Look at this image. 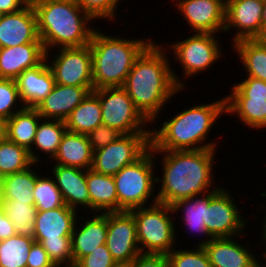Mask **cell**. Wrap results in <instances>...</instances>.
<instances>
[{
	"mask_svg": "<svg viewBox=\"0 0 266 267\" xmlns=\"http://www.w3.org/2000/svg\"><path fill=\"white\" fill-rule=\"evenodd\" d=\"M86 182L94 213L118 212V199L113 176L86 170Z\"/></svg>",
	"mask_w": 266,
	"mask_h": 267,
	"instance_id": "cell-26",
	"label": "cell"
},
{
	"mask_svg": "<svg viewBox=\"0 0 266 267\" xmlns=\"http://www.w3.org/2000/svg\"><path fill=\"white\" fill-rule=\"evenodd\" d=\"M27 43H42L37 29V19L32 4L20 11L3 14L0 18V48Z\"/></svg>",
	"mask_w": 266,
	"mask_h": 267,
	"instance_id": "cell-17",
	"label": "cell"
},
{
	"mask_svg": "<svg viewBox=\"0 0 266 267\" xmlns=\"http://www.w3.org/2000/svg\"><path fill=\"white\" fill-rule=\"evenodd\" d=\"M259 43L266 45V24L262 26L260 33L255 38Z\"/></svg>",
	"mask_w": 266,
	"mask_h": 267,
	"instance_id": "cell-48",
	"label": "cell"
},
{
	"mask_svg": "<svg viewBox=\"0 0 266 267\" xmlns=\"http://www.w3.org/2000/svg\"><path fill=\"white\" fill-rule=\"evenodd\" d=\"M150 135H120L107 146L93 151L91 169L104 175H116L123 167L135 162L150 148Z\"/></svg>",
	"mask_w": 266,
	"mask_h": 267,
	"instance_id": "cell-10",
	"label": "cell"
},
{
	"mask_svg": "<svg viewBox=\"0 0 266 267\" xmlns=\"http://www.w3.org/2000/svg\"><path fill=\"white\" fill-rule=\"evenodd\" d=\"M101 105L102 123L121 134H151L150 122L135 107L123 87L94 89Z\"/></svg>",
	"mask_w": 266,
	"mask_h": 267,
	"instance_id": "cell-8",
	"label": "cell"
},
{
	"mask_svg": "<svg viewBox=\"0 0 266 267\" xmlns=\"http://www.w3.org/2000/svg\"><path fill=\"white\" fill-rule=\"evenodd\" d=\"M34 165L28 169L9 174L0 180V197L2 200H13L25 202L27 205H34L32 195L36 186V179L40 175L33 169Z\"/></svg>",
	"mask_w": 266,
	"mask_h": 267,
	"instance_id": "cell-28",
	"label": "cell"
},
{
	"mask_svg": "<svg viewBox=\"0 0 266 267\" xmlns=\"http://www.w3.org/2000/svg\"><path fill=\"white\" fill-rule=\"evenodd\" d=\"M216 149L153 151L161 158L162 179L157 195L158 202L171 206L176 201L209 192L213 179ZM163 162V163H162Z\"/></svg>",
	"mask_w": 266,
	"mask_h": 267,
	"instance_id": "cell-2",
	"label": "cell"
},
{
	"mask_svg": "<svg viewBox=\"0 0 266 267\" xmlns=\"http://www.w3.org/2000/svg\"><path fill=\"white\" fill-rule=\"evenodd\" d=\"M78 224L76 222L71 236L74 265L98 246L106 244L107 213H94L92 219L88 217L82 225Z\"/></svg>",
	"mask_w": 266,
	"mask_h": 267,
	"instance_id": "cell-24",
	"label": "cell"
},
{
	"mask_svg": "<svg viewBox=\"0 0 266 267\" xmlns=\"http://www.w3.org/2000/svg\"><path fill=\"white\" fill-rule=\"evenodd\" d=\"M205 214V225L213 238L237 237L243 235L246 222L232 194L222 186H213ZM242 217V218H241Z\"/></svg>",
	"mask_w": 266,
	"mask_h": 267,
	"instance_id": "cell-12",
	"label": "cell"
},
{
	"mask_svg": "<svg viewBox=\"0 0 266 267\" xmlns=\"http://www.w3.org/2000/svg\"><path fill=\"white\" fill-rule=\"evenodd\" d=\"M58 54L48 65L52 70L56 84L93 88V65L91 48H58Z\"/></svg>",
	"mask_w": 266,
	"mask_h": 267,
	"instance_id": "cell-13",
	"label": "cell"
},
{
	"mask_svg": "<svg viewBox=\"0 0 266 267\" xmlns=\"http://www.w3.org/2000/svg\"><path fill=\"white\" fill-rule=\"evenodd\" d=\"M262 21L266 24V0H263Z\"/></svg>",
	"mask_w": 266,
	"mask_h": 267,
	"instance_id": "cell-50",
	"label": "cell"
},
{
	"mask_svg": "<svg viewBox=\"0 0 266 267\" xmlns=\"http://www.w3.org/2000/svg\"><path fill=\"white\" fill-rule=\"evenodd\" d=\"M116 265L118 264L113 259L106 244H103L82 257L74 267H115Z\"/></svg>",
	"mask_w": 266,
	"mask_h": 267,
	"instance_id": "cell-41",
	"label": "cell"
},
{
	"mask_svg": "<svg viewBox=\"0 0 266 267\" xmlns=\"http://www.w3.org/2000/svg\"><path fill=\"white\" fill-rule=\"evenodd\" d=\"M194 249H173L167 254L168 267H212L203 246H195Z\"/></svg>",
	"mask_w": 266,
	"mask_h": 267,
	"instance_id": "cell-38",
	"label": "cell"
},
{
	"mask_svg": "<svg viewBox=\"0 0 266 267\" xmlns=\"http://www.w3.org/2000/svg\"><path fill=\"white\" fill-rule=\"evenodd\" d=\"M262 261H258L253 267H262Z\"/></svg>",
	"mask_w": 266,
	"mask_h": 267,
	"instance_id": "cell-53",
	"label": "cell"
},
{
	"mask_svg": "<svg viewBox=\"0 0 266 267\" xmlns=\"http://www.w3.org/2000/svg\"><path fill=\"white\" fill-rule=\"evenodd\" d=\"M175 1V0H172ZM178 13H182L195 33H224L226 0H176ZM223 31V32H222Z\"/></svg>",
	"mask_w": 266,
	"mask_h": 267,
	"instance_id": "cell-15",
	"label": "cell"
},
{
	"mask_svg": "<svg viewBox=\"0 0 266 267\" xmlns=\"http://www.w3.org/2000/svg\"><path fill=\"white\" fill-rule=\"evenodd\" d=\"M95 28L89 46L92 54L93 89L123 87L134 62L153 42L102 34Z\"/></svg>",
	"mask_w": 266,
	"mask_h": 267,
	"instance_id": "cell-5",
	"label": "cell"
},
{
	"mask_svg": "<svg viewBox=\"0 0 266 267\" xmlns=\"http://www.w3.org/2000/svg\"><path fill=\"white\" fill-rule=\"evenodd\" d=\"M32 195L37 210L47 211L62 207L65 204L52 176L41 177L40 174L36 179V186Z\"/></svg>",
	"mask_w": 266,
	"mask_h": 267,
	"instance_id": "cell-36",
	"label": "cell"
},
{
	"mask_svg": "<svg viewBox=\"0 0 266 267\" xmlns=\"http://www.w3.org/2000/svg\"><path fill=\"white\" fill-rule=\"evenodd\" d=\"M52 165L53 168L50 169H52L53 179L61 192L65 205L76 211L79 209L78 207L91 210L86 170L53 163Z\"/></svg>",
	"mask_w": 266,
	"mask_h": 267,
	"instance_id": "cell-18",
	"label": "cell"
},
{
	"mask_svg": "<svg viewBox=\"0 0 266 267\" xmlns=\"http://www.w3.org/2000/svg\"><path fill=\"white\" fill-rule=\"evenodd\" d=\"M40 1H44V0H27L28 3L33 4L36 2H40Z\"/></svg>",
	"mask_w": 266,
	"mask_h": 267,
	"instance_id": "cell-52",
	"label": "cell"
},
{
	"mask_svg": "<svg viewBox=\"0 0 266 267\" xmlns=\"http://www.w3.org/2000/svg\"><path fill=\"white\" fill-rule=\"evenodd\" d=\"M34 162L24 147L8 138L0 142V179L28 169Z\"/></svg>",
	"mask_w": 266,
	"mask_h": 267,
	"instance_id": "cell-33",
	"label": "cell"
},
{
	"mask_svg": "<svg viewBox=\"0 0 266 267\" xmlns=\"http://www.w3.org/2000/svg\"><path fill=\"white\" fill-rule=\"evenodd\" d=\"M234 238H212L203 245L212 267H253L259 261L251 249Z\"/></svg>",
	"mask_w": 266,
	"mask_h": 267,
	"instance_id": "cell-21",
	"label": "cell"
},
{
	"mask_svg": "<svg viewBox=\"0 0 266 267\" xmlns=\"http://www.w3.org/2000/svg\"><path fill=\"white\" fill-rule=\"evenodd\" d=\"M2 201L5 214L14 224L16 234L34 239L37 214L35 205H27L25 202L13 200Z\"/></svg>",
	"mask_w": 266,
	"mask_h": 267,
	"instance_id": "cell-34",
	"label": "cell"
},
{
	"mask_svg": "<svg viewBox=\"0 0 266 267\" xmlns=\"http://www.w3.org/2000/svg\"><path fill=\"white\" fill-rule=\"evenodd\" d=\"M128 267H168L166 254L140 253Z\"/></svg>",
	"mask_w": 266,
	"mask_h": 267,
	"instance_id": "cell-44",
	"label": "cell"
},
{
	"mask_svg": "<svg viewBox=\"0 0 266 267\" xmlns=\"http://www.w3.org/2000/svg\"><path fill=\"white\" fill-rule=\"evenodd\" d=\"M198 197V198H197ZM210 201V192H207L206 195H196L194 197L181 199L176 201L171 205L173 212L177 213L184 211L182 217V222L184 226L186 225L190 232L200 235L207 236L206 239L203 238L201 242L197 244V246H203L207 244L213 237L208 233L206 225H205V214L206 209L208 207V202ZM182 209V210H181ZM180 210V211H179ZM185 221V222H184Z\"/></svg>",
	"mask_w": 266,
	"mask_h": 267,
	"instance_id": "cell-27",
	"label": "cell"
},
{
	"mask_svg": "<svg viewBox=\"0 0 266 267\" xmlns=\"http://www.w3.org/2000/svg\"><path fill=\"white\" fill-rule=\"evenodd\" d=\"M155 154L150 147L135 162L123 167L113 176L117 199L118 211H131L148 204L151 198L153 204L158 202L157 195L154 196V188L157 176L154 177ZM153 193V194H152ZM151 197V198H150Z\"/></svg>",
	"mask_w": 266,
	"mask_h": 267,
	"instance_id": "cell-6",
	"label": "cell"
},
{
	"mask_svg": "<svg viewBox=\"0 0 266 267\" xmlns=\"http://www.w3.org/2000/svg\"><path fill=\"white\" fill-rule=\"evenodd\" d=\"M14 235H16L14 224L5 214L0 219V241L10 238L11 236H14Z\"/></svg>",
	"mask_w": 266,
	"mask_h": 267,
	"instance_id": "cell-46",
	"label": "cell"
},
{
	"mask_svg": "<svg viewBox=\"0 0 266 267\" xmlns=\"http://www.w3.org/2000/svg\"><path fill=\"white\" fill-rule=\"evenodd\" d=\"M233 50L243 63L246 76L266 82V45L256 39H242L234 43Z\"/></svg>",
	"mask_w": 266,
	"mask_h": 267,
	"instance_id": "cell-32",
	"label": "cell"
},
{
	"mask_svg": "<svg viewBox=\"0 0 266 267\" xmlns=\"http://www.w3.org/2000/svg\"><path fill=\"white\" fill-rule=\"evenodd\" d=\"M244 80V81H243ZM231 87L225 96V113L238 116L249 128H266V82L246 77Z\"/></svg>",
	"mask_w": 266,
	"mask_h": 267,
	"instance_id": "cell-9",
	"label": "cell"
},
{
	"mask_svg": "<svg viewBox=\"0 0 266 267\" xmlns=\"http://www.w3.org/2000/svg\"><path fill=\"white\" fill-rule=\"evenodd\" d=\"M7 138V119L0 116V142Z\"/></svg>",
	"mask_w": 266,
	"mask_h": 267,
	"instance_id": "cell-47",
	"label": "cell"
},
{
	"mask_svg": "<svg viewBox=\"0 0 266 267\" xmlns=\"http://www.w3.org/2000/svg\"><path fill=\"white\" fill-rule=\"evenodd\" d=\"M121 133L116 129L101 124L93 129L87 136L93 151L107 146L115 141Z\"/></svg>",
	"mask_w": 266,
	"mask_h": 267,
	"instance_id": "cell-42",
	"label": "cell"
},
{
	"mask_svg": "<svg viewBox=\"0 0 266 267\" xmlns=\"http://www.w3.org/2000/svg\"><path fill=\"white\" fill-rule=\"evenodd\" d=\"M28 4L27 0H0V11L2 14L20 11Z\"/></svg>",
	"mask_w": 266,
	"mask_h": 267,
	"instance_id": "cell-45",
	"label": "cell"
},
{
	"mask_svg": "<svg viewBox=\"0 0 266 267\" xmlns=\"http://www.w3.org/2000/svg\"><path fill=\"white\" fill-rule=\"evenodd\" d=\"M223 113L225 114V97L182 110L172 119L162 122L159 129L151 131L150 147L153 151L216 149L217 142L205 141L212 126Z\"/></svg>",
	"mask_w": 266,
	"mask_h": 267,
	"instance_id": "cell-3",
	"label": "cell"
},
{
	"mask_svg": "<svg viewBox=\"0 0 266 267\" xmlns=\"http://www.w3.org/2000/svg\"><path fill=\"white\" fill-rule=\"evenodd\" d=\"M48 55L37 66L24 70L16 79L21 102L35 108L52 91L55 80L48 65Z\"/></svg>",
	"mask_w": 266,
	"mask_h": 267,
	"instance_id": "cell-19",
	"label": "cell"
},
{
	"mask_svg": "<svg viewBox=\"0 0 266 267\" xmlns=\"http://www.w3.org/2000/svg\"><path fill=\"white\" fill-rule=\"evenodd\" d=\"M115 267H128V265H122V264H118Z\"/></svg>",
	"mask_w": 266,
	"mask_h": 267,
	"instance_id": "cell-54",
	"label": "cell"
},
{
	"mask_svg": "<svg viewBox=\"0 0 266 267\" xmlns=\"http://www.w3.org/2000/svg\"><path fill=\"white\" fill-rule=\"evenodd\" d=\"M45 54L42 43L0 48V79L16 80L24 70L39 65Z\"/></svg>",
	"mask_w": 266,
	"mask_h": 267,
	"instance_id": "cell-22",
	"label": "cell"
},
{
	"mask_svg": "<svg viewBox=\"0 0 266 267\" xmlns=\"http://www.w3.org/2000/svg\"><path fill=\"white\" fill-rule=\"evenodd\" d=\"M106 246L117 264L129 265L141 253L130 211L107 213Z\"/></svg>",
	"mask_w": 266,
	"mask_h": 267,
	"instance_id": "cell-14",
	"label": "cell"
},
{
	"mask_svg": "<svg viewBox=\"0 0 266 267\" xmlns=\"http://www.w3.org/2000/svg\"><path fill=\"white\" fill-rule=\"evenodd\" d=\"M163 46L154 40L136 59L123 85L135 107L150 123L158 119L172 96L185 87V82L171 69L168 51Z\"/></svg>",
	"mask_w": 266,
	"mask_h": 267,
	"instance_id": "cell-1",
	"label": "cell"
},
{
	"mask_svg": "<svg viewBox=\"0 0 266 267\" xmlns=\"http://www.w3.org/2000/svg\"><path fill=\"white\" fill-rule=\"evenodd\" d=\"M93 88L54 85L52 91L35 108L43 119L65 121Z\"/></svg>",
	"mask_w": 266,
	"mask_h": 267,
	"instance_id": "cell-20",
	"label": "cell"
},
{
	"mask_svg": "<svg viewBox=\"0 0 266 267\" xmlns=\"http://www.w3.org/2000/svg\"><path fill=\"white\" fill-rule=\"evenodd\" d=\"M26 267H55L39 242L34 241L29 250Z\"/></svg>",
	"mask_w": 266,
	"mask_h": 267,
	"instance_id": "cell-43",
	"label": "cell"
},
{
	"mask_svg": "<svg viewBox=\"0 0 266 267\" xmlns=\"http://www.w3.org/2000/svg\"><path fill=\"white\" fill-rule=\"evenodd\" d=\"M263 224V225H262ZM261 225H262V236H261V238L266 242V216H265V218H264V221L261 223ZM265 245H266V243H265ZM263 257L266 255V249H265V253H263V254H261Z\"/></svg>",
	"mask_w": 266,
	"mask_h": 267,
	"instance_id": "cell-49",
	"label": "cell"
},
{
	"mask_svg": "<svg viewBox=\"0 0 266 267\" xmlns=\"http://www.w3.org/2000/svg\"><path fill=\"white\" fill-rule=\"evenodd\" d=\"M262 10L263 0H226L224 32L238 30L231 43L256 38L263 26Z\"/></svg>",
	"mask_w": 266,
	"mask_h": 267,
	"instance_id": "cell-16",
	"label": "cell"
},
{
	"mask_svg": "<svg viewBox=\"0 0 266 267\" xmlns=\"http://www.w3.org/2000/svg\"><path fill=\"white\" fill-rule=\"evenodd\" d=\"M34 240L42 245L55 267H74L71 237H60V240Z\"/></svg>",
	"mask_w": 266,
	"mask_h": 267,
	"instance_id": "cell-37",
	"label": "cell"
},
{
	"mask_svg": "<svg viewBox=\"0 0 266 267\" xmlns=\"http://www.w3.org/2000/svg\"><path fill=\"white\" fill-rule=\"evenodd\" d=\"M64 122L68 131L85 135L103 124L98 96L90 92Z\"/></svg>",
	"mask_w": 266,
	"mask_h": 267,
	"instance_id": "cell-30",
	"label": "cell"
},
{
	"mask_svg": "<svg viewBox=\"0 0 266 267\" xmlns=\"http://www.w3.org/2000/svg\"><path fill=\"white\" fill-rule=\"evenodd\" d=\"M32 6L45 55L49 56L53 47H83L90 43L95 30L90 25L93 19L78 5L77 0H44Z\"/></svg>",
	"mask_w": 266,
	"mask_h": 267,
	"instance_id": "cell-4",
	"label": "cell"
},
{
	"mask_svg": "<svg viewBox=\"0 0 266 267\" xmlns=\"http://www.w3.org/2000/svg\"><path fill=\"white\" fill-rule=\"evenodd\" d=\"M54 164L88 170L93 163V150L85 134L66 130L58 146Z\"/></svg>",
	"mask_w": 266,
	"mask_h": 267,
	"instance_id": "cell-25",
	"label": "cell"
},
{
	"mask_svg": "<svg viewBox=\"0 0 266 267\" xmlns=\"http://www.w3.org/2000/svg\"><path fill=\"white\" fill-rule=\"evenodd\" d=\"M119 1L121 0H77L78 5L95 21L98 18L114 20Z\"/></svg>",
	"mask_w": 266,
	"mask_h": 267,
	"instance_id": "cell-40",
	"label": "cell"
},
{
	"mask_svg": "<svg viewBox=\"0 0 266 267\" xmlns=\"http://www.w3.org/2000/svg\"><path fill=\"white\" fill-rule=\"evenodd\" d=\"M217 35L211 33H195L185 40L169 45L174 57L181 64L183 77L188 78L207 68H211L222 55Z\"/></svg>",
	"mask_w": 266,
	"mask_h": 267,
	"instance_id": "cell-11",
	"label": "cell"
},
{
	"mask_svg": "<svg viewBox=\"0 0 266 267\" xmlns=\"http://www.w3.org/2000/svg\"><path fill=\"white\" fill-rule=\"evenodd\" d=\"M77 211L67 207L37 210L34 239L60 240L71 237L77 221Z\"/></svg>",
	"mask_w": 266,
	"mask_h": 267,
	"instance_id": "cell-23",
	"label": "cell"
},
{
	"mask_svg": "<svg viewBox=\"0 0 266 267\" xmlns=\"http://www.w3.org/2000/svg\"><path fill=\"white\" fill-rule=\"evenodd\" d=\"M5 215V209H4V204L3 201L0 197V219Z\"/></svg>",
	"mask_w": 266,
	"mask_h": 267,
	"instance_id": "cell-51",
	"label": "cell"
},
{
	"mask_svg": "<svg viewBox=\"0 0 266 267\" xmlns=\"http://www.w3.org/2000/svg\"><path fill=\"white\" fill-rule=\"evenodd\" d=\"M42 119L36 108L24 107L7 119V138L28 151L32 150L36 130Z\"/></svg>",
	"mask_w": 266,
	"mask_h": 267,
	"instance_id": "cell-29",
	"label": "cell"
},
{
	"mask_svg": "<svg viewBox=\"0 0 266 267\" xmlns=\"http://www.w3.org/2000/svg\"><path fill=\"white\" fill-rule=\"evenodd\" d=\"M34 241L19 234L0 241V267H26L29 250Z\"/></svg>",
	"mask_w": 266,
	"mask_h": 267,
	"instance_id": "cell-35",
	"label": "cell"
},
{
	"mask_svg": "<svg viewBox=\"0 0 266 267\" xmlns=\"http://www.w3.org/2000/svg\"><path fill=\"white\" fill-rule=\"evenodd\" d=\"M133 214L141 253L169 254L176 242V229L172 220L175 213L164 203H150L135 208ZM171 212V213H170ZM170 214V215H168Z\"/></svg>",
	"mask_w": 266,
	"mask_h": 267,
	"instance_id": "cell-7",
	"label": "cell"
},
{
	"mask_svg": "<svg viewBox=\"0 0 266 267\" xmlns=\"http://www.w3.org/2000/svg\"><path fill=\"white\" fill-rule=\"evenodd\" d=\"M17 101L21 104L19 105ZM17 105L20 107H16ZM24 107L21 102L16 80L0 79V116L9 119Z\"/></svg>",
	"mask_w": 266,
	"mask_h": 267,
	"instance_id": "cell-39",
	"label": "cell"
},
{
	"mask_svg": "<svg viewBox=\"0 0 266 267\" xmlns=\"http://www.w3.org/2000/svg\"><path fill=\"white\" fill-rule=\"evenodd\" d=\"M42 119L39 122L35 139L32 145V150L29 151L30 157L34 164H37L39 161V155L35 153L33 148L42 151L43 154H48L49 158L54 159L57 153L61 139L66 132L67 128L64 121L52 120V119ZM34 146V147H33Z\"/></svg>",
	"mask_w": 266,
	"mask_h": 267,
	"instance_id": "cell-31",
	"label": "cell"
}]
</instances>
